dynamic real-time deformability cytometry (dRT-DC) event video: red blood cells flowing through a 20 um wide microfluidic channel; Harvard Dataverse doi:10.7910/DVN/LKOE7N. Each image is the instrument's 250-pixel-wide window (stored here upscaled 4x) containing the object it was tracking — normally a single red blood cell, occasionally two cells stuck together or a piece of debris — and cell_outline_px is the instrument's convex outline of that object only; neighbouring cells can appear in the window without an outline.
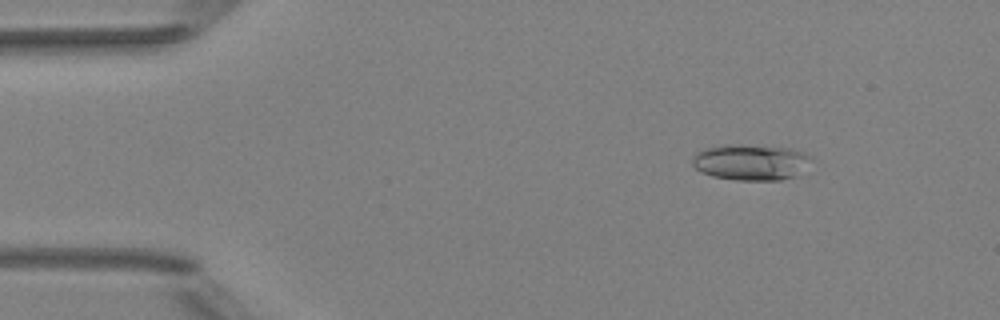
{"species": "Egyptian fruit bat (a non-hibernating species)", "species_latin": "Rousettus aegyptiacus", "temperature_condition": "room temperature", "stored_images_in_passage": 5, "camera_frame_rate_fps": 3000, "um_per_image_px": 0.085, "animal": {"sex": "female"}, "frame": {"image": 1, "passage_image": 1, "time_ms": 0.0, "image_size_px": [1000, 320], "cell_outline_px": [[812, 160], [800, 176], [780, 180], [736, 180], [712, 176], [700, 172], [692, 164], [692, 156], [696, 152], [704, 148], [720, 144], [744, 144], [792, 148], [804, 152], [812, 156]], "centroid_in_image_um": [63.84, 13.77], "position_along_channel_um": 21.2, "area_um2": 25.66}}
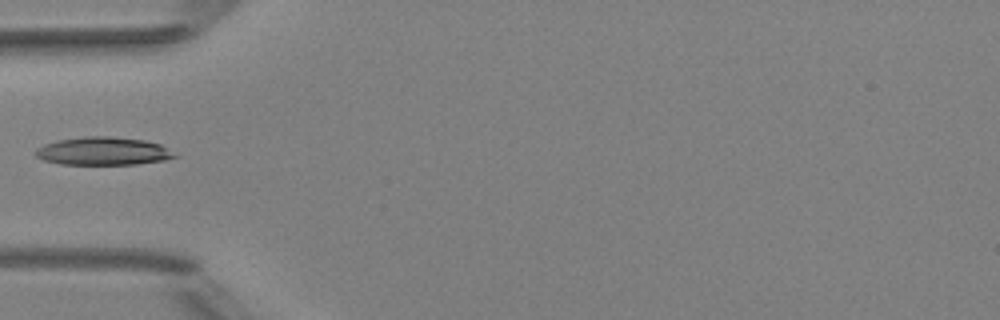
{"frame": {"image": 2, "passage_image": 4, "time_ms": 3.333, "image_size_px": [1000, 320], "cell_outline_px": [[180, 156], [164, 160], [136, 164], [60, 164], [44, 160], [36, 156], [36, 148], [44, 144], [56, 140], [84, 136], [108, 136], [144, 140], [160, 144]], "centroid_in_image_um": [8.76, 12.84], "position_along_channel_um": 76.2, "area_um2": 22.72}}
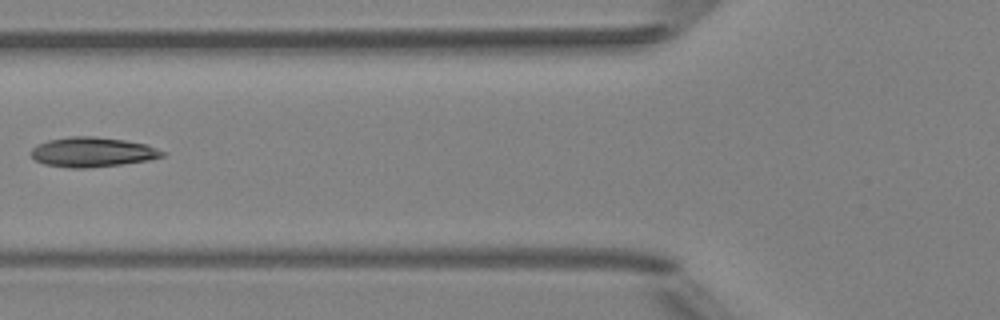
{"frame": {"image": 3, "passage_image": 5, "time_ms": 4.333, "image_size_px": [1000, 320], "cell_outline_px": [[168, 152], [164, 156], [148, 160], [120, 164], [84, 168], [72, 168], [44, 164], [36, 160], [32, 156], [32, 148], [36, 144], [48, 140], [72, 136], [96, 136], [124, 140], [148, 144]], "centroid_in_image_um": [7.89, 12.91], "position_along_channel_um": 117.9, "area_um2": 22.77}}